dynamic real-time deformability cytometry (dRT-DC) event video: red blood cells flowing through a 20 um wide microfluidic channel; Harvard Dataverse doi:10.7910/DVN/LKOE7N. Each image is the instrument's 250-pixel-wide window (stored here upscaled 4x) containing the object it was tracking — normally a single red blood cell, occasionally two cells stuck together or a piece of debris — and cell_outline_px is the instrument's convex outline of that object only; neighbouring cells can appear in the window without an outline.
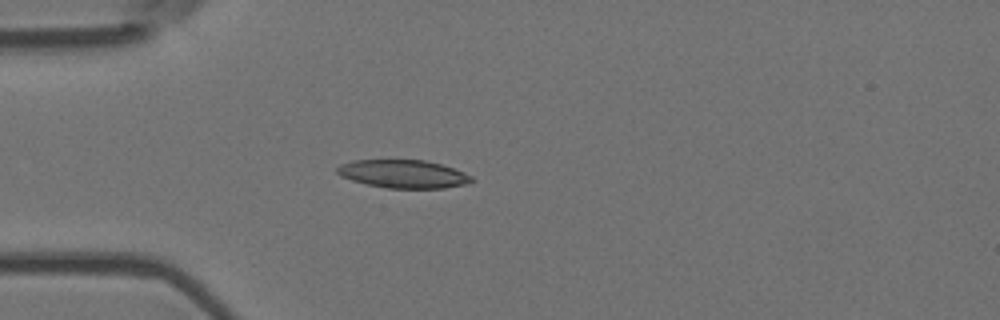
{"species": "Egyptian fruit bat (a non-hibernating species)", "species_latin": "Rousettus aegyptiacus", "temperature_condition": "room temperature", "stored_images_in_passage": 6, "camera_frame_rate_fps": 3000, "um_per_image_px": 0.085, "animal": {"sex": "female"}, "frame": {"image": 1, "passage_image": 5, "time_ms": 1.333, "image_size_px": [1000, 320], "cell_outline_px": [[476, 180], [464, 184], [444, 188], [388, 188], [368, 184], [352, 180], [340, 176], [336, 172], [336, 168], [340, 164], [352, 160], [424, 160], [440, 164], [464, 172], [472, 176]], "centroid_in_image_um": [34.26, 14.78], "position_along_channel_um": 50.7, "area_um2": 21.96}}